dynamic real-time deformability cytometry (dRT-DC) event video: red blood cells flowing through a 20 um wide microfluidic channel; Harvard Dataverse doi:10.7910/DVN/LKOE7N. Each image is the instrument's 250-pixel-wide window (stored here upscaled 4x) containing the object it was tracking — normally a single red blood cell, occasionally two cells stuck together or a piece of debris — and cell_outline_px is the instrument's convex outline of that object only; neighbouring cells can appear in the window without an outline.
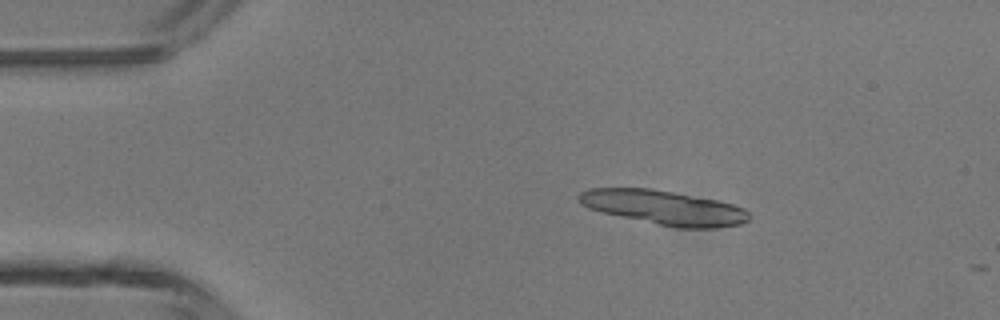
{"species": "common noctule bat (a hibernating species)", "species_latin": "Nyctalus noctula", "temperature_condition": "room temperature", "stored_images_in_passage": 4, "camera_frame_rate_fps": 3000, "um_per_image_px": 0.085, "animal": {"sex": "male", "body_mass_g": 13.3}, "frame": {"image": 1, "passage_image": 3, "time_ms": 2.333, "image_size_px": [1000, 320], "cell_outline_px": [[748, 220], [740, 224], [716, 228], [676, 228], [600, 212], [588, 208], [580, 204], [576, 200], [576, 196], [580, 192], [588, 188], [652, 188], [716, 200], [732, 204], [744, 208], [748, 212]], "centroid_in_image_um": [56.36, 17.64], "position_along_channel_um": 28.6, "area_um2": 34.16}}